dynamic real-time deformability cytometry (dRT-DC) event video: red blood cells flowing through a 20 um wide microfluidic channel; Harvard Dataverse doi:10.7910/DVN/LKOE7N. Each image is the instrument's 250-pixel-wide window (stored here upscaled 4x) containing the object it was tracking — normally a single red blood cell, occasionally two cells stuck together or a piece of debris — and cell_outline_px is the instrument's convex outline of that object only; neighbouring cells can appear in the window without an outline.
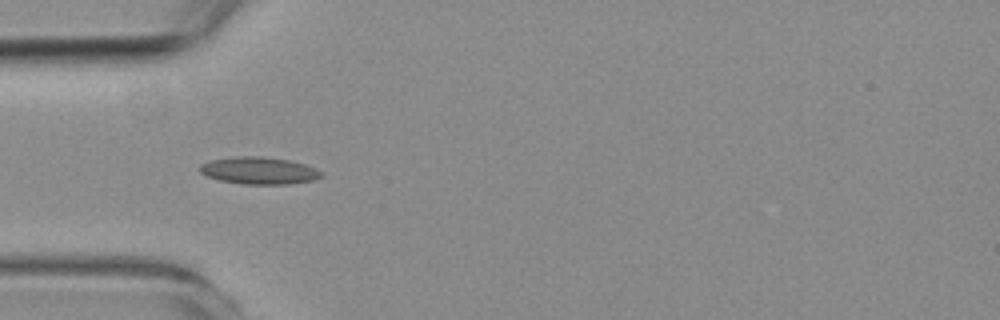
{"species": "common noctule bat (a hibernating species)", "species_latin": "Nyctalus noctula", "temperature_condition": "room temperature", "stored_images_in_passage": 4, "camera_frame_rate_fps": 3000, "um_per_image_px": 0.085, "animal": {"sex": "female", "body_mass_g": 19.3, "forearm_length_mm": 54.1}, "frame": {"image": 1, "passage_image": 1, "time_ms": 0.0, "image_size_px": [1000, 320], "cell_outline_px": [[324, 176], [312, 180], [292, 184], [244, 184], [220, 180], [208, 176], [200, 172], [200, 164], [208, 160], [232, 156], [260, 156], [288, 160], [304, 164], [324, 172]], "centroid_in_image_um": [22.01, 14.49], "position_along_channel_um": 63.0, "area_um2": 19.31}}
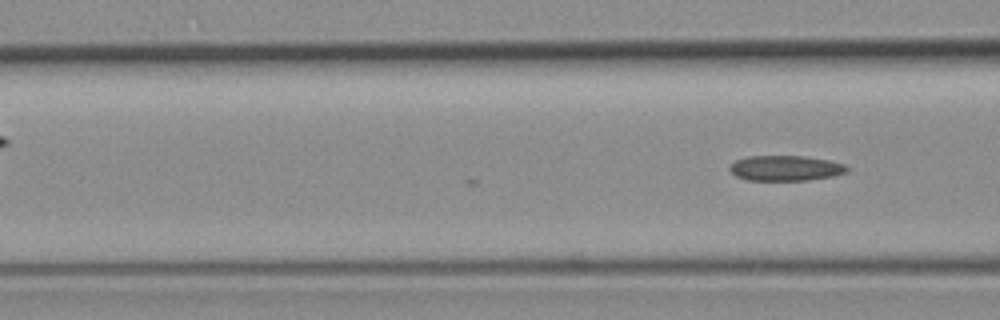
{"frame": {"image": 2, "passage_image": 4, "time_ms": 1.0, "image_size_px": [1000, 320], "cell_outline_px": [[848, 172], [832, 176], [808, 180], [748, 180], [736, 176], [728, 168], [728, 164], [736, 160], [748, 156], [804, 156], [828, 160], [848, 164]], "centroid_in_image_um": [66.77, 14.29], "position_along_channel_um": 99.8, "area_um2": 17.4}}